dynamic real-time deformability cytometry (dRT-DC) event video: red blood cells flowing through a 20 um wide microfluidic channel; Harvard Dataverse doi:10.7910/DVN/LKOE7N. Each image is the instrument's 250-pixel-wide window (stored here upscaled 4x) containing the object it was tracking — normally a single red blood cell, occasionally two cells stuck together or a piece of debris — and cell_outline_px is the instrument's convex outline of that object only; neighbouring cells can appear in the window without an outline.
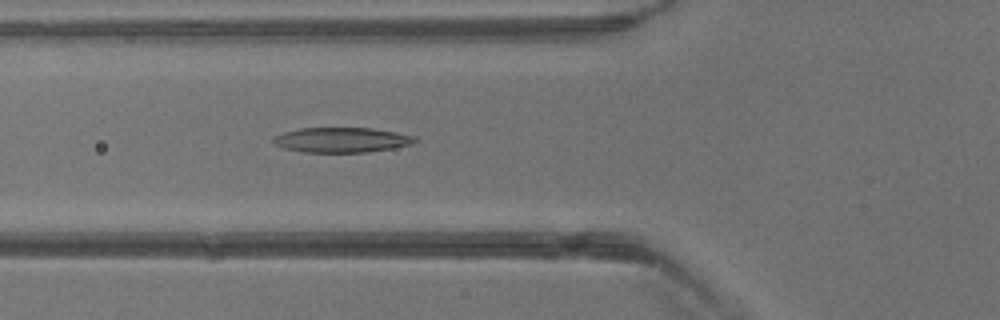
{"species": "common noctule bat (a hibernating species)", "species_latin": "Nyctalus noctula", "temperature_condition": "warm", "stored_images_in_passage": 40, "camera_frame_rate_fps": 3000, "um_per_image_px": 0.085, "animal": {"sex": "male", "body_mass_g": 13.3}, "frame": {"image": 1, "passage_image": 15, "time_ms": 4.667, "image_size_px": [1000, 320], "cell_outline_px": [[416, 140], [412, 144], [392, 148], [368, 152], [304, 152], [284, 148], [276, 144], [272, 140], [276, 136], [284, 132], [300, 128], [372, 128], [396, 132], [412, 136]], "centroid_in_image_um": [29.03, 11.89], "position_along_channel_um": 96.8, "area_um2": 20.35}}
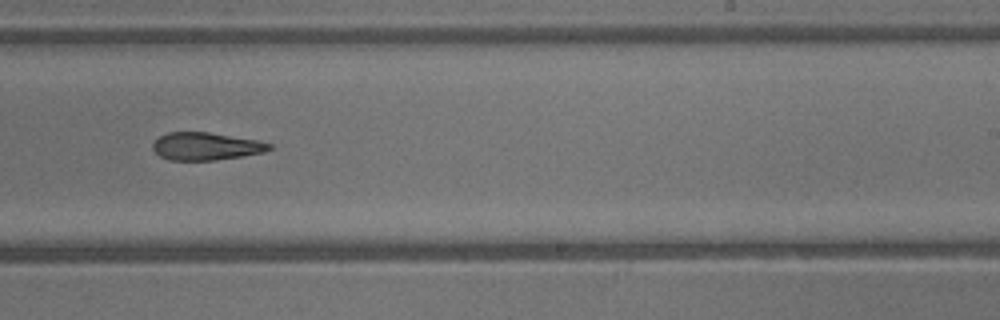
{"frame": {"image": 2, "passage_image": 25, "time_ms": 8.0, "image_size_px": [1000, 320], "cell_outline_px": [[272, 148], [264, 152], [244, 156], [216, 160], [168, 160], [160, 156], [152, 148], [152, 144], [160, 136], [168, 132], [208, 132], [256, 140], [272, 144]], "centroid_in_image_um": [17.5, 12.44], "position_along_channel_um": 271.5, "area_um2": 18.73}}
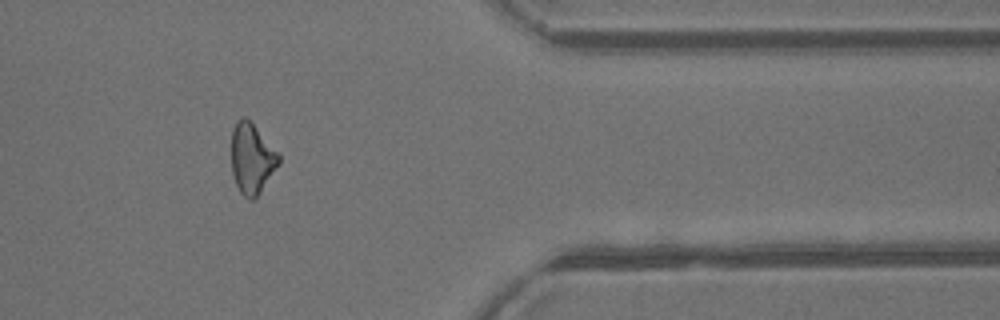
{"frame": {"image": 3, "passage_image": 33, "time_ms": 10.667, "image_size_px": [1000, 320], "cell_outline_px": [[280, 164], [256, 200], [248, 200], [240, 192], [236, 184], [232, 172], [232, 128], [236, 120], [244, 116], [252, 124], [280, 156]], "centroid_in_image_um": [21.4, 13.54], "position_along_channel_um": 390.0, "area_um2": 19.36}}